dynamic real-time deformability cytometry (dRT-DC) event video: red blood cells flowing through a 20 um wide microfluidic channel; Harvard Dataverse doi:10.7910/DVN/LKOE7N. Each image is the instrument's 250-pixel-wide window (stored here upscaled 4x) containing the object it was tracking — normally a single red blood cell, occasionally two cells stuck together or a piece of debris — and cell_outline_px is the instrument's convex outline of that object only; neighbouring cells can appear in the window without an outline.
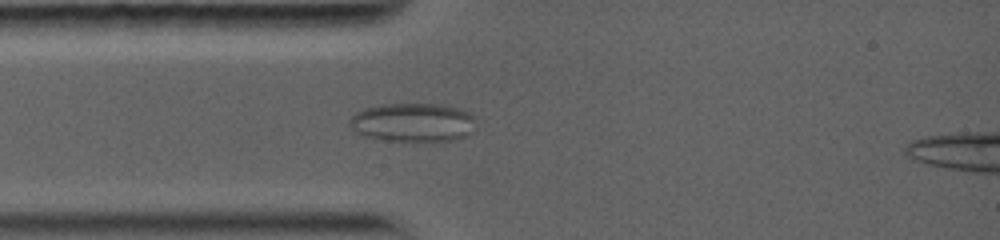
{"species": "common noctule bat (a hibernating species)", "species_latin": "Nyctalus noctula", "temperature_condition": "warm", "stored_images_in_passage": 69, "camera_frame_rate_fps": 5000, "um_per_image_px": 0.085, "animal": {"sex": "female", "body_mass_g": 19.0, "forearm_length_mm": 56.7}, "frame": {"image": 1, "passage_image": 22, "time_ms": 3.4, "image_size_px": [1000, 240], "cell_outline_px": [[476, 132], [468, 136], [452, 140], [424, 144], [388, 140], [364, 136], [352, 132], [348, 124], [348, 120], [356, 112], [364, 108], [380, 104], [440, 104], [460, 108], [468, 112], [472, 116]], "centroid_in_image_um": [35.1, 10.45], "position_along_channel_um": 49.9, "area_um2": 29.65}}
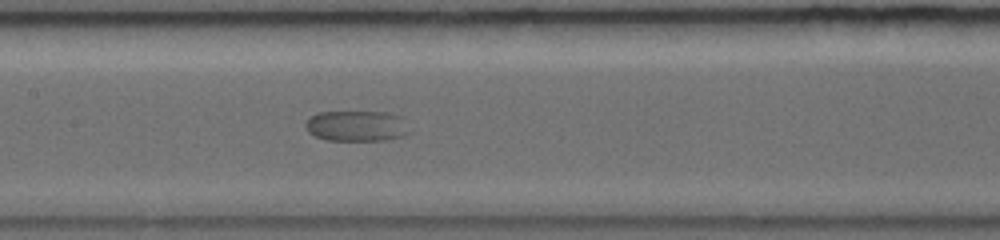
{"frame": {"image": 2, "passage_image": 46, "time_ms": 7.0, "image_size_px": [1000, 240], "cell_outline_px": [[412, 132], [404, 136], [388, 140], [324, 140], [308, 132], [304, 128], [304, 124], [308, 116], [316, 112], [384, 112], [400, 116], [408, 120]], "centroid_in_image_um": [30.34, 10.7], "position_along_channel_um": 177.1, "area_um2": 19.19}}
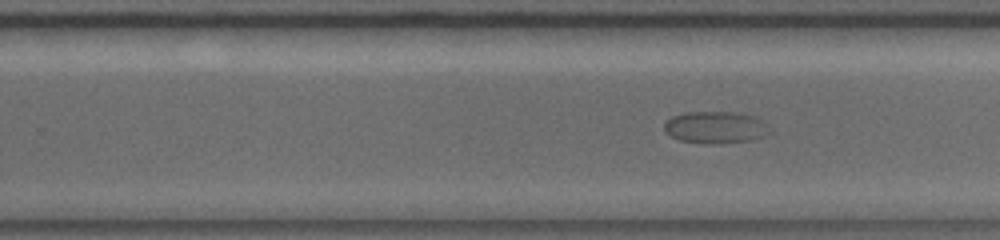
{"frame": {"image": 3, "passage_image": 63, "time_ms": 9.6, "image_size_px": [1000, 240], "cell_outline_px": [[772, 132], [764, 136], [752, 140], [716, 144], [704, 144], [680, 140], [672, 136], [664, 128], [664, 124], [672, 116], [684, 112], [732, 112], [756, 116], [768, 124]], "centroid_in_image_um": [60.87, 10.83], "position_along_channel_um": 268.9, "area_um2": 19.83}}